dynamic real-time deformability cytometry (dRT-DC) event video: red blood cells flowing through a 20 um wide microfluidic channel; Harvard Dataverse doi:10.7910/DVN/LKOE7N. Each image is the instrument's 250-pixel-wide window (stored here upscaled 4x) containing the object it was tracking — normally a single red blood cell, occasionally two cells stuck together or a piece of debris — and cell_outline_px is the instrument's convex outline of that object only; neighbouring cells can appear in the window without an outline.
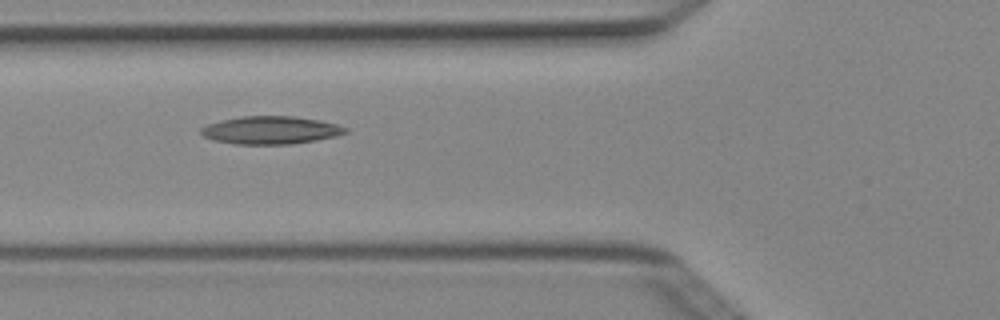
{"species": "Egyptian fruit bat (a non-hibernating species)", "species_latin": "Rousettus aegyptiacus", "temperature_condition": "cold", "stored_images_in_passage": 6, "camera_frame_rate_fps": 3000, "um_per_image_px": 0.085, "animal": {"sex": "female"}, "frame": {"image": 1, "passage_image": 4, "time_ms": 1.0, "image_size_px": [1000, 320], "cell_outline_px": [[348, 132], [336, 136], [316, 140], [292, 144], [236, 144], [216, 140], [204, 136], [200, 132], [200, 128], [208, 124], [220, 120], [240, 116], [292, 116], [320, 120], [336, 124], [348, 128]], "centroid_in_image_um": [23.02, 11.06], "position_along_channel_um": 102.8, "area_um2": 23.41}}
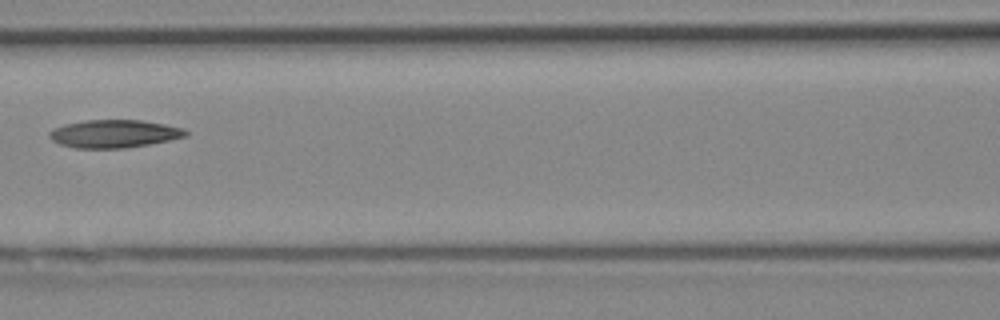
{"frame": {"image": 2, "passage_image": 5, "time_ms": 1.333, "image_size_px": [1000, 320], "cell_outline_px": [[188, 136], [148, 144], [124, 148], [76, 148], [60, 144], [52, 140], [48, 136], [48, 132], [52, 128], [64, 124], [84, 120], [140, 120], [164, 124], [184, 128], [188, 132]], "centroid_in_image_um": [9.67, 11.36], "position_along_channel_um": 156.9, "area_um2": 22.2}}
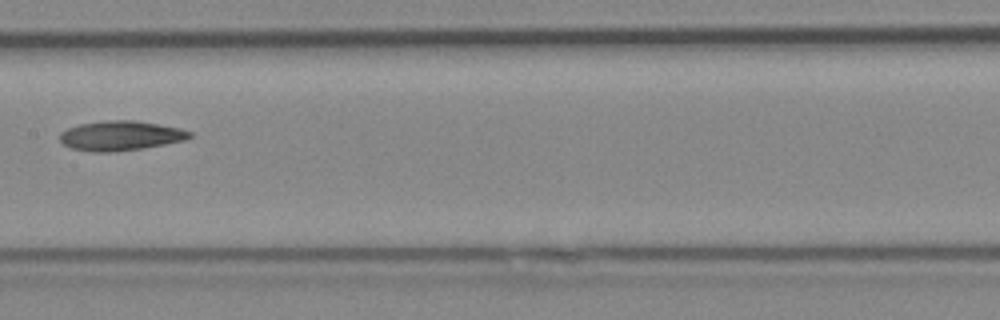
{"frame": {"image": 3, "passage_image": 6, "time_ms": 1.667, "image_size_px": [1000, 320], "cell_outline_px": [[192, 136], [184, 140], [144, 148], [112, 152], [92, 152], [72, 148], [64, 144], [60, 140], [60, 132], [68, 128], [80, 124], [104, 120], [136, 120], [180, 128], [192, 132]], "centroid_in_image_um": [10.25, 11.53], "position_along_channel_um": 197.2, "area_um2": 22.43}}